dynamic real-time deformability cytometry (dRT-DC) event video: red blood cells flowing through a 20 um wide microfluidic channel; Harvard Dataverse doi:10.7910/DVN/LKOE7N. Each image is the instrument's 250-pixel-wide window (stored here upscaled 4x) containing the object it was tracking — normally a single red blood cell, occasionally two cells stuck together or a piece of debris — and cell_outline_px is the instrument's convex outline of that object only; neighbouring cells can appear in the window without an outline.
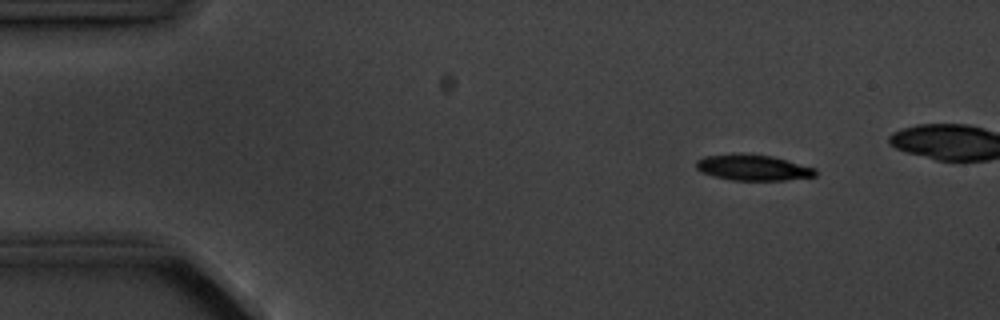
{"species": "common noctule bat (a hibernating species)", "species_latin": "Nyctalus noctula", "temperature_condition": "cold", "stored_images_in_passage": 7, "camera_frame_rate_fps": 3000, "um_per_image_px": 0.085, "animal": {"sex": "male", "body_mass_g": 20.1, "forearm_length_mm": 53.5}, "frame": {"image": 1, "passage_image": 2, "time_ms": 1.0, "image_size_px": [1000, 320], "cell_outline_px": [[816, 176], [784, 180], [732, 180], [716, 176], [704, 172], [696, 168], [696, 160], [704, 156], [736, 152], [772, 156], [816, 168]], "centroid_in_image_um": [63.99, 14.22], "position_along_channel_um": 21.0, "area_um2": 17.98}}